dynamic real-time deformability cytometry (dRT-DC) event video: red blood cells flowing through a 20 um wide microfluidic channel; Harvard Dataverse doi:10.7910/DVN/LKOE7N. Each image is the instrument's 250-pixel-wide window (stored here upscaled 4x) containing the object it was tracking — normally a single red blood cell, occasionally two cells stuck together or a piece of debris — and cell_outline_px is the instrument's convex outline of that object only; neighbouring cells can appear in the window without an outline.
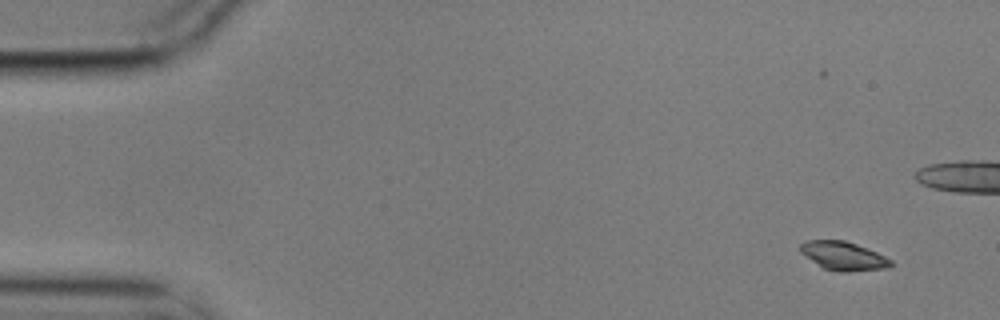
{"species": "common noctule bat (a hibernating species)", "species_latin": "Nyctalus noctula", "temperature_condition": "cold", "stored_images_in_passage": 5, "camera_frame_rate_fps": 3000, "um_per_image_px": 0.085, "animal": {"sex": "male", "body_mass_g": 17.9}, "frame": {"image": 1, "passage_image": 1, "time_ms": 0.0, "image_size_px": [1000, 320], "cell_outline_px": [[892, 264], [888, 268], [848, 272], [840, 272], [824, 268], [800, 252], [800, 244], [804, 240], [844, 240], [856, 244], [876, 252], [892, 260]], "centroid_in_image_um": [71.69, 21.75], "position_along_channel_um": 13.3, "area_um2": 14.97}}